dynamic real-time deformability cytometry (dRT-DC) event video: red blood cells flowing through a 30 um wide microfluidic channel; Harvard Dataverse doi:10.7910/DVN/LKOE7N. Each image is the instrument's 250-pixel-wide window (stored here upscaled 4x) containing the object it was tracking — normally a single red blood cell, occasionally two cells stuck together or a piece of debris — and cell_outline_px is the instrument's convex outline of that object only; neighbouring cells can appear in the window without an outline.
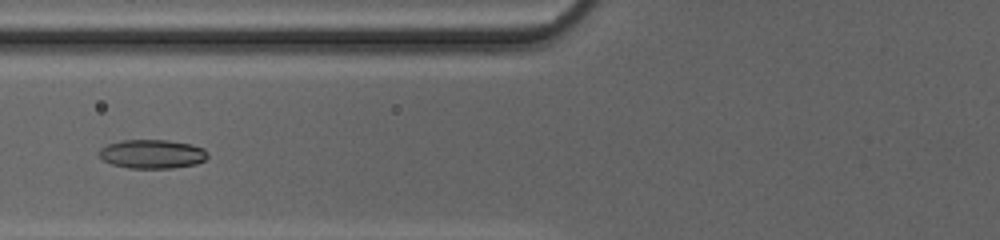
{"species": "common noctule bat (a hibernating species)", "species_latin": "Nyctalus noctula", "temperature_condition": "cold", "stored_images_in_passage": 51, "camera_frame_rate_fps": 3000, "um_per_image_px": 0.085, "animal": {"sex": "female", "body_mass_g": 20.0, "forearm_length_mm": 54.0}, "frame": {"image": 1, "passage_image": 23, "time_ms": 7.333, "image_size_px": [1000, 240], "cell_outline_px": [[208, 156], [204, 160], [196, 164], [172, 168], [128, 168], [112, 164], [104, 160], [100, 156], [100, 148], [108, 144], [124, 140], [168, 140], [192, 144], [204, 148], [208, 152]], "centroid_in_image_um": [12.97, 13.09], "position_along_channel_um": 112.8, "area_um2": 18.26}}
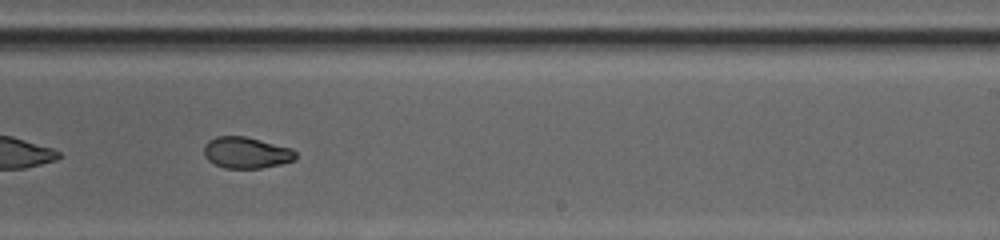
{"frame": {"image": 2, "passage_image": 34, "time_ms": 11.0, "image_size_px": [1000, 240], "cell_outline_px": [[296, 156], [292, 160], [280, 164], [260, 168], [224, 168], [208, 160], [204, 156], [204, 144], [208, 140], [216, 136], [244, 136], [292, 148], [296, 152]], "centroid_in_image_um": [20.9, 12.97], "position_along_channel_um": 268.1, "area_um2": 16.65}}
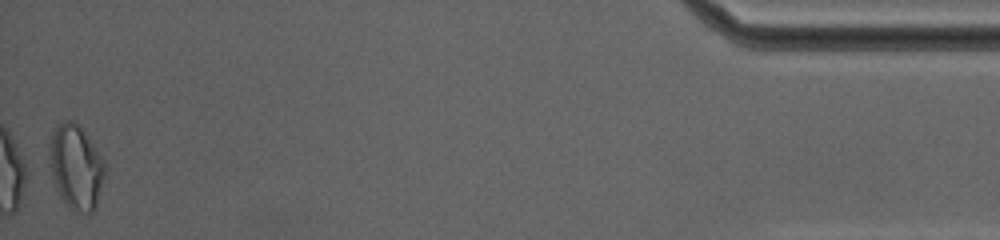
{"frame": {"image": 3, "passage_image": 51, "time_ms": 16.667, "image_size_px": [1000, 240], "cell_outline_px": [[104, 176], [96, 208], [92, 212], [80, 212], [72, 208], [60, 196], [56, 188], [52, 176], [48, 152], [48, 144], [52, 132], [64, 120], [72, 120], [88, 136], [104, 160]], "centroid_in_image_um": [6.44, 14.17], "position_along_channel_um": 428.8, "area_um2": 26.99}, "authors_computed_cell_mechanics": {"area_um2": 19.5942, "velocity_mm_per_s": 4.2362, "shape_relaxation_time_tau1_ms": null, "shape_relaxation_time_tau2_ms": 2.0673, "deformation_change_tau1": null, "deformation_change_tau2": 0.0615}}